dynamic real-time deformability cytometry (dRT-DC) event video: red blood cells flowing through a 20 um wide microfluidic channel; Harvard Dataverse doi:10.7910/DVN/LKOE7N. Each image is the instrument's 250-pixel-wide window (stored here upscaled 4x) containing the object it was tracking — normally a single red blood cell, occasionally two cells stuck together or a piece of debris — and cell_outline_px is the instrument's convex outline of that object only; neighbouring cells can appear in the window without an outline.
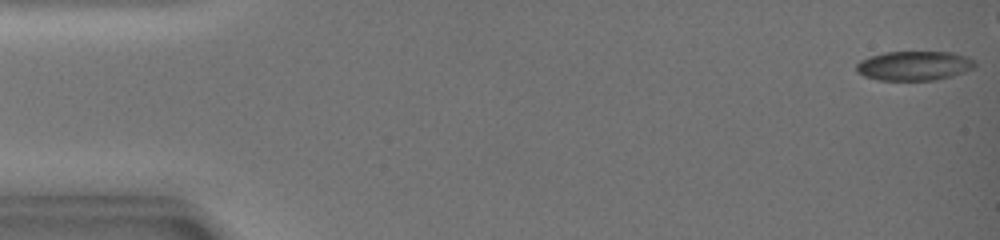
{"species": "common noctule bat (a hibernating species)", "species_latin": "Nyctalus noctula", "temperature_condition": "warm", "stored_images_in_passage": 41, "camera_frame_rate_fps": 3000, "um_per_image_px": 0.085, "animal": {"sex": "female", "body_mass_g": 19.0, "forearm_length_mm": 51.5}, "frame": {"image": 1, "passage_image": 1, "time_ms": 0.0, "image_size_px": [1000, 240], "cell_outline_px": [[976, 68], [952, 76], [936, 80], [880, 80], [864, 76], [856, 72], [856, 64], [860, 60], [868, 56], [884, 52], [952, 52], [968, 56], [976, 64]], "centroid_in_image_um": [77.7, 5.58], "position_along_channel_um": 7.3, "area_um2": 20.52}}
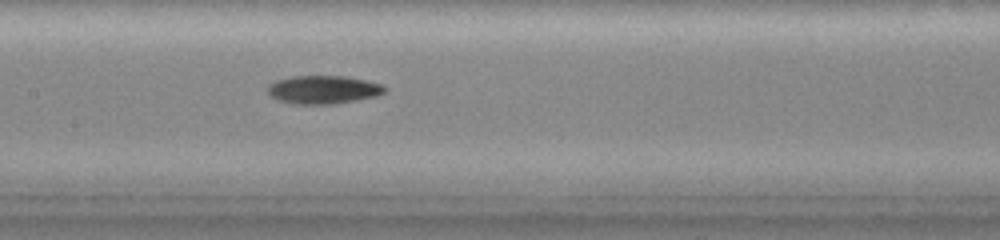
{"frame": {"image": 2, "passage_image": 23, "time_ms": 7.333, "image_size_px": [1000, 240], "cell_outline_px": [[388, 88], [380, 96], [332, 104], [296, 104], [276, 100], [268, 92], [268, 84], [276, 80], [292, 76], [344, 76], [384, 84]], "centroid_in_image_um": [27.51, 7.62], "position_along_channel_um": 179.9, "area_um2": 19.42}}
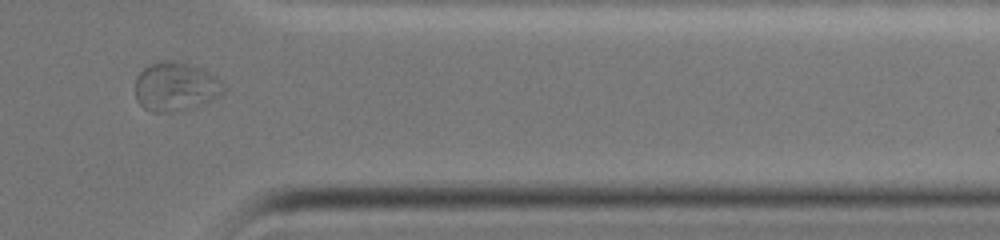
{"frame": {"image": 3, "passage_image": 38, "time_ms": 12.333, "image_size_px": [1000, 240], "cell_outline_px": [[228, 88], [224, 96], [196, 108], [164, 112], [152, 112], [144, 108], [136, 100], [136, 76], [144, 68], [152, 64], [164, 60], [176, 60], [192, 64], [204, 68], [212, 72], [224, 80]], "centroid_in_image_um": [15.06, 7.36], "position_along_channel_um": 396.3, "area_um2": 26.3}}